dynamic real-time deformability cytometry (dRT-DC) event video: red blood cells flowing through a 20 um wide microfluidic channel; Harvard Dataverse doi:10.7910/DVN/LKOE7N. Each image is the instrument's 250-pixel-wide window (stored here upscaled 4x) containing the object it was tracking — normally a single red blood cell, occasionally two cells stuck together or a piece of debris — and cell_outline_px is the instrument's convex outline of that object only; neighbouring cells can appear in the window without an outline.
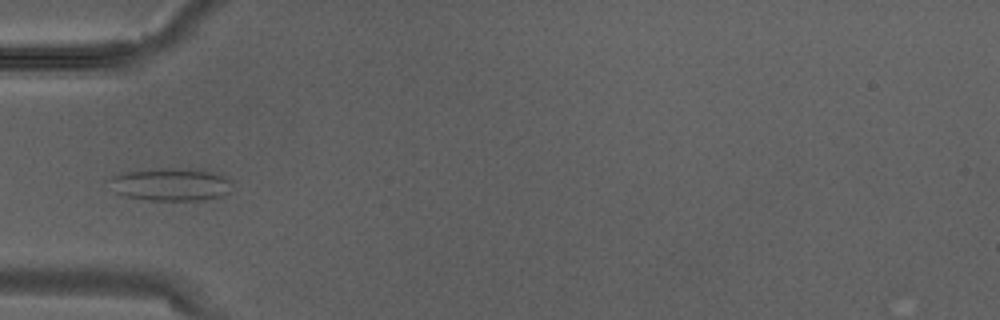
{"species": "Egyptian fruit bat (a non-hibernating species)", "species_latin": "Rousettus aegyptiacus", "temperature_condition": "warm", "stored_images_in_passage": 2, "camera_frame_rate_fps": 3000, "um_per_image_px": 0.085, "animal": {"sex": "male"}, "frame": {"image": 1, "passage_image": 2, "time_ms": 0.333, "image_size_px": [1000, 320], "cell_outline_px": [[232, 184], [228, 192], [224, 196], [208, 200], [148, 200], [124, 196], [116, 192], [108, 180], [112, 176], [120, 172], [152, 168], [200, 168], [224, 176]], "centroid_in_image_um": [14.51, 15.66], "position_along_channel_um": 70.5, "area_um2": 23.93}}